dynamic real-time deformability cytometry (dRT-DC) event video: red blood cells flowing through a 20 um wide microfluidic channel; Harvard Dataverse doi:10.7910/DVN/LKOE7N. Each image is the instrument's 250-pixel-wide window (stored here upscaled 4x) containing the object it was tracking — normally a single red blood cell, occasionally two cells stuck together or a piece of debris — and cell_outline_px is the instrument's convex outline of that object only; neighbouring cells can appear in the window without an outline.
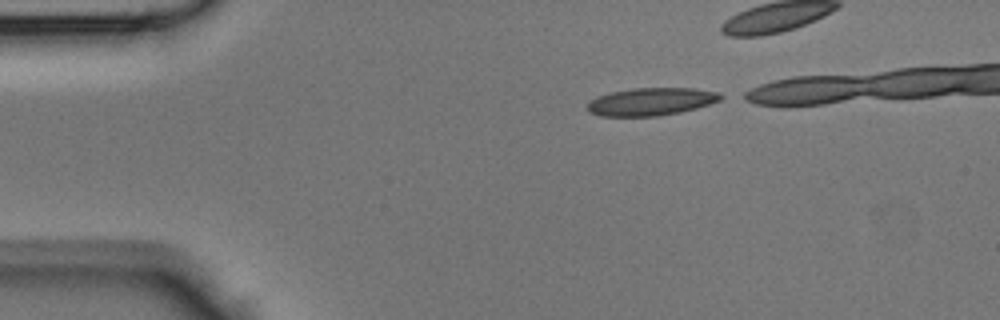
{"species": "Egyptian fruit bat (a non-hibernating species)", "species_latin": "Rousettus aegyptiacus", "temperature_condition": "room temperature", "stored_images_in_passage": 29, "camera_frame_rate_fps": 3000, "um_per_image_px": 0.085, "animal": {"sex": "male"}, "frame": {"image": 1, "passage_image": 1, "time_ms": 0.0, "image_size_px": [1000, 320], "cell_outline_px": [[728, 96], [720, 100], [696, 108], [680, 112], [660, 116], [600, 116], [588, 112], [588, 104], [596, 96], [608, 92], [632, 88], [692, 88], [720, 92]], "centroid_in_image_um": [55.37, 8.63], "position_along_channel_um": 29.6, "area_um2": 21.73}}
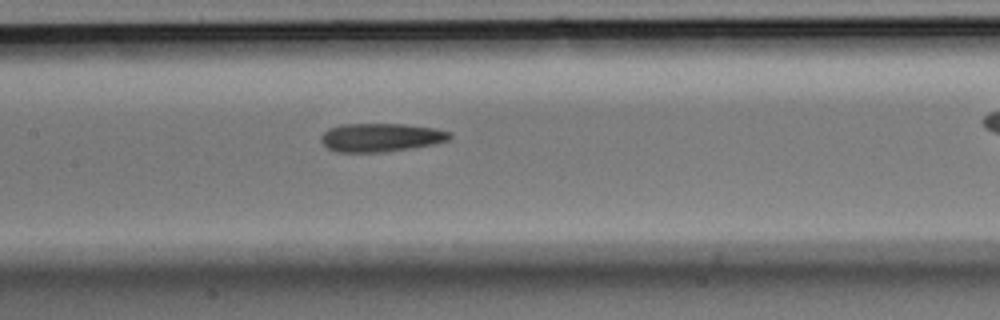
{"frame": {"image": 2, "passage_image": 14, "time_ms": 4.333, "image_size_px": [1000, 320], "cell_outline_px": [[452, 136], [448, 140], [436, 144], [380, 152], [336, 152], [328, 148], [320, 140], [320, 136], [328, 128], [340, 124], [404, 124], [432, 128], [452, 132]], "centroid_in_image_um": [32.35, 11.68], "position_along_channel_um": 175.1, "area_um2": 21.33}}
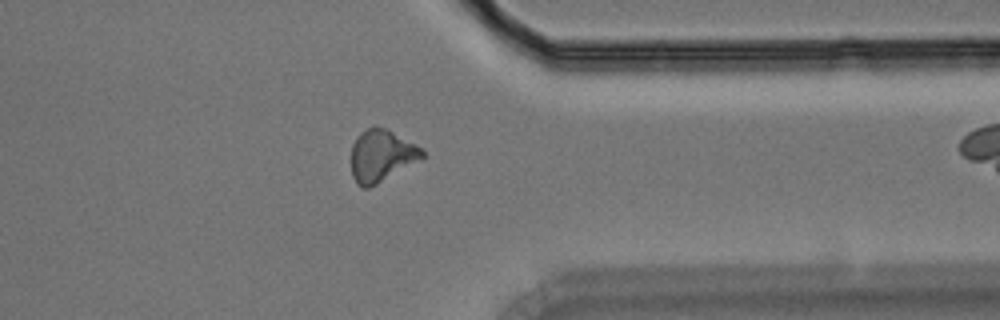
{"frame": {"image": 3, "passage_image": 28, "time_ms": 9.0, "image_size_px": [1000, 320], "cell_outline_px": [[424, 156], [376, 184], [368, 188], [364, 188], [356, 184], [352, 176], [352, 144], [356, 136], [360, 132], [368, 128], [388, 128], [416, 144], [424, 152]], "centroid_in_image_um": [32.38, 13.22], "position_along_channel_um": 379.0, "area_um2": 21.1}}